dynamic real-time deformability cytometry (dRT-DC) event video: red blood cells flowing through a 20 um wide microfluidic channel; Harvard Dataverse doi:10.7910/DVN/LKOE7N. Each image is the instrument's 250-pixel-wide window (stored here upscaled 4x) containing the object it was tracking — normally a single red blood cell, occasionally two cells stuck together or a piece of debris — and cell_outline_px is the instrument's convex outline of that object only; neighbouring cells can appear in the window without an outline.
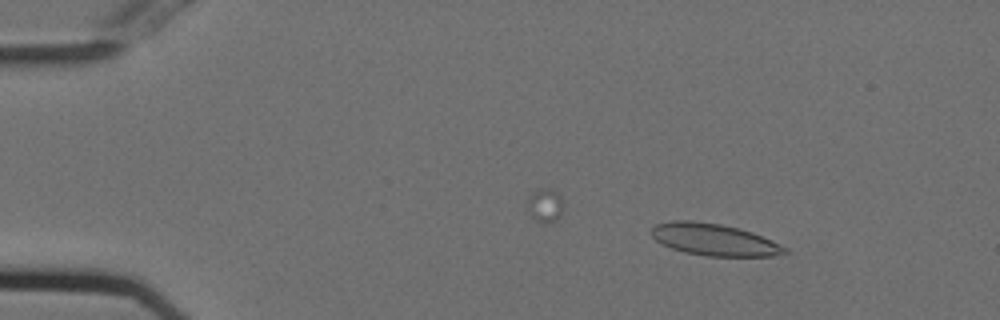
{"species": "Egyptian fruit bat (a non-hibernating species)", "species_latin": "Rousettus aegyptiacus", "temperature_condition": "cold", "stored_images_in_passage": 32, "camera_frame_rate_fps": 3000, "um_per_image_px": 0.085, "animal": {"sex": "female"}, "frame": {"image": 1, "passage_image": 7, "time_ms": 2.0, "image_size_px": [1000, 320], "cell_outline_px": [[788, 252], [772, 256], [708, 256], [684, 252], [672, 248], [656, 240], [652, 236], [652, 228], [656, 224], [672, 220], [692, 220], [720, 224], [740, 228], [752, 232], [772, 240], [788, 248]], "centroid_in_image_um": [60.72, 20.36], "position_along_channel_um": 24.3, "area_um2": 24.74}}
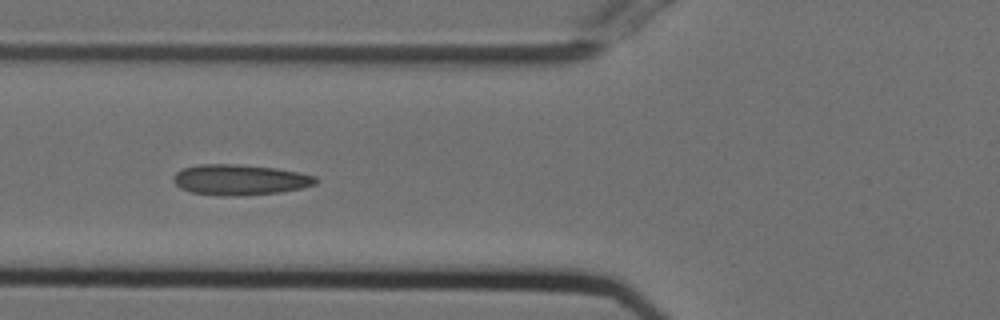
{"frame": {"image": 2, "passage_image": 20, "time_ms": 6.333, "image_size_px": [1000, 320], "cell_outline_px": [[320, 180], [316, 184], [300, 188], [280, 192], [244, 196], [220, 196], [192, 192], [180, 188], [172, 180], [172, 176], [176, 172], [184, 168], [196, 164], [240, 164], [276, 168], [316, 176]], "centroid_in_image_um": [20.37, 15.28], "position_along_channel_um": 105.4, "area_um2": 25.61}}
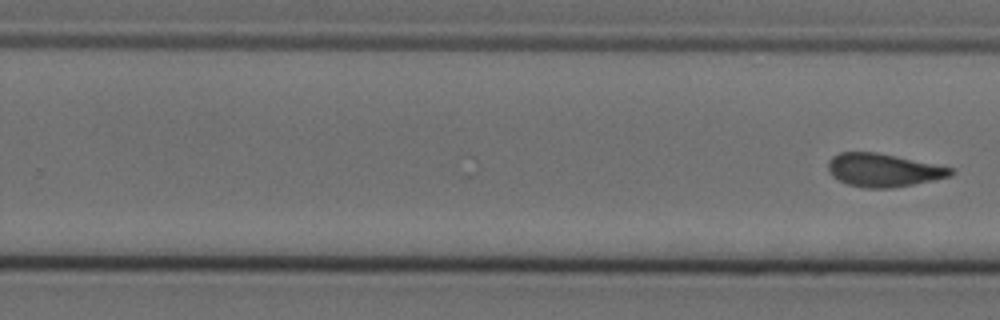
{"frame": {"image": 3, "passage_image": 32, "time_ms": 10.333, "image_size_px": [1000, 320], "cell_outline_px": [[956, 172], [952, 176], [912, 184], [888, 188], [864, 188], [848, 184], [832, 176], [828, 172], [828, 160], [832, 156], [840, 152], [876, 152], [956, 168]], "centroid_in_image_um": [75.1, 14.45], "position_along_channel_um": 254.7, "area_um2": 23.76}}